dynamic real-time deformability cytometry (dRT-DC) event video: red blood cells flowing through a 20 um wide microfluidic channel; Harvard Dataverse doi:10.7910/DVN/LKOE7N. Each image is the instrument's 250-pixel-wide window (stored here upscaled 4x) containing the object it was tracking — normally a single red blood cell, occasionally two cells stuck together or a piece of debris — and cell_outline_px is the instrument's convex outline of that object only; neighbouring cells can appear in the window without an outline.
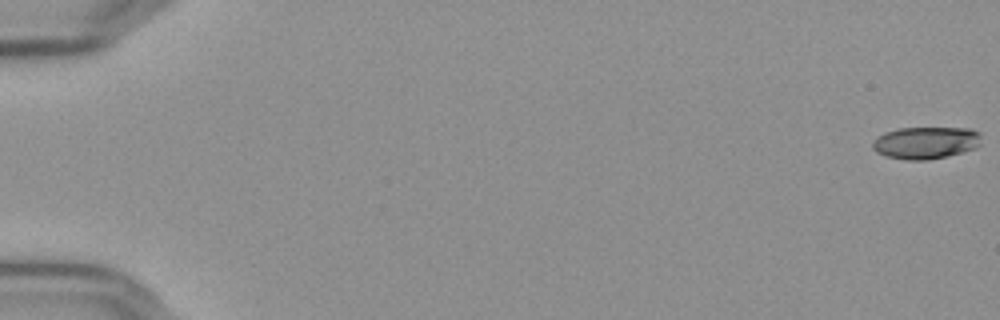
{"species": "Egyptian fruit bat (a non-hibernating species)", "species_latin": "Rousettus aegyptiacus", "temperature_condition": "cold", "stored_images_in_passage": 57, "camera_frame_rate_fps": 3000, "um_per_image_px": 0.085, "frame": {"image": 1, "passage_image": 1, "time_ms": 0.0, "image_size_px": [1000, 320], "cell_outline_px": [[980, 144], [976, 148], [948, 156], [928, 160], [904, 160], [888, 156], [876, 152], [872, 148], [872, 140], [876, 136], [884, 132], [900, 128], [972, 128], [980, 132]], "centroid_in_image_um": [78.68, 12.13], "position_along_channel_um": 6.3, "area_um2": 20.63}}
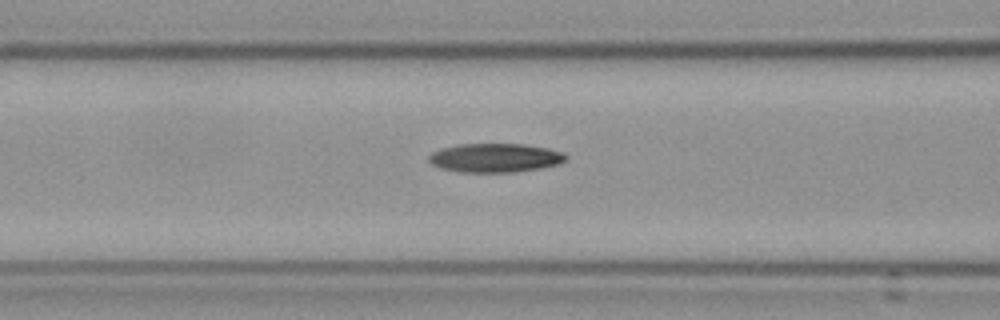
{"frame": {"image": 2, "passage_image": 25, "time_ms": 8.0, "image_size_px": [1000, 320], "cell_outline_px": [[568, 160], [556, 164], [540, 168], [512, 172], [460, 172], [440, 168], [432, 164], [428, 160], [428, 156], [432, 152], [440, 148], [456, 144], [524, 144], [548, 148], [560, 152], [568, 156]], "centroid_in_image_um": [42.05, 13.41], "position_along_channel_um": 124.6, "area_um2": 23.12}}
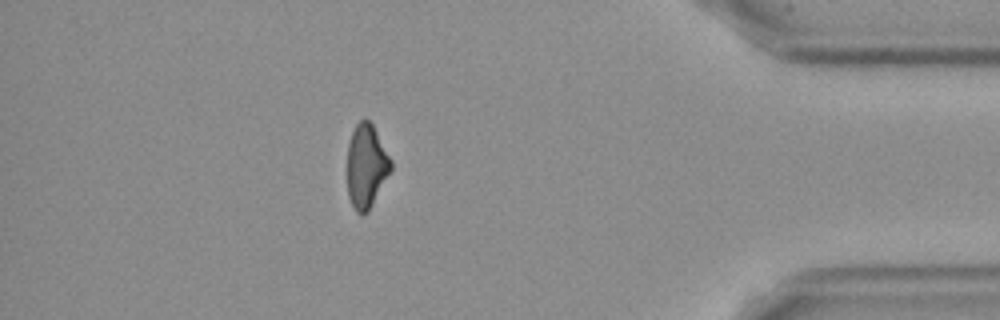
{"frame": {"image": 3, "passage_image": 51, "time_ms": 16.667, "image_size_px": [1000, 320], "cell_outline_px": [[392, 168], [368, 212], [360, 216], [356, 212], [348, 196], [348, 144], [352, 132], [356, 124], [364, 116], [372, 124], [392, 160]], "centroid_in_image_um": [31.14, 14.12], "position_along_channel_um": 404.1, "area_um2": 21.21}, "authors_computed_cell_mechanics": {"area_um2": 22.253, "velocity_mm_per_s": 3.6492, "shape_relaxation_time_tau1_ms": 8.8027, "shape_relaxation_time_tau2_ms": 10.8983, "deformation_change_tau1": 0.2045, "deformation_change_tau2": 0.2185}}